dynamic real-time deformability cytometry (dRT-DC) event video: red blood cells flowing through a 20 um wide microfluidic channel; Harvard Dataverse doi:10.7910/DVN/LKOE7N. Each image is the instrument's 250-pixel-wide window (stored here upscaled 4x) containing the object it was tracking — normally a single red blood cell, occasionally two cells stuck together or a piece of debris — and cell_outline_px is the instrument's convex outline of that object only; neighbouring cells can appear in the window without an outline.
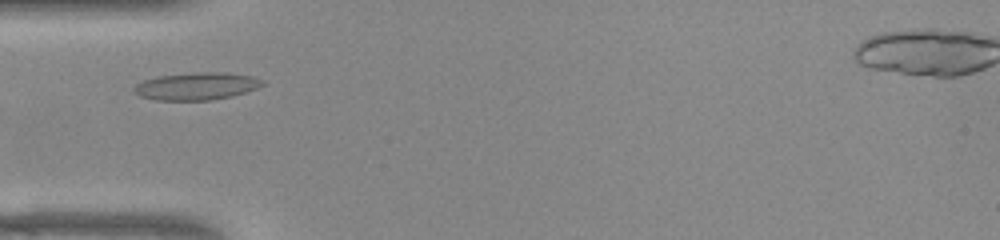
{"species": "common noctule bat (a hibernating species)", "species_latin": "Nyctalus noctula", "temperature_condition": "warm", "stored_images_in_passage": 38, "camera_frame_rate_fps": 3000, "um_per_image_px": 0.085, "animal": {"sex": "female", "body_mass_g": 22.0, "forearm_length_mm": 56.7}, "frame": {"image": 1, "passage_image": 6, "time_ms": 1.667, "image_size_px": [1000, 240], "cell_outline_px": [[264, 84], [256, 88], [232, 96], [212, 100], [156, 100], [140, 96], [132, 88], [136, 84], [144, 80], [156, 76], [196, 72], [228, 72], [252, 76], [264, 80]], "centroid_in_image_um": [16.71, 7.31], "position_along_channel_um": 68.3, "area_um2": 20.58}}
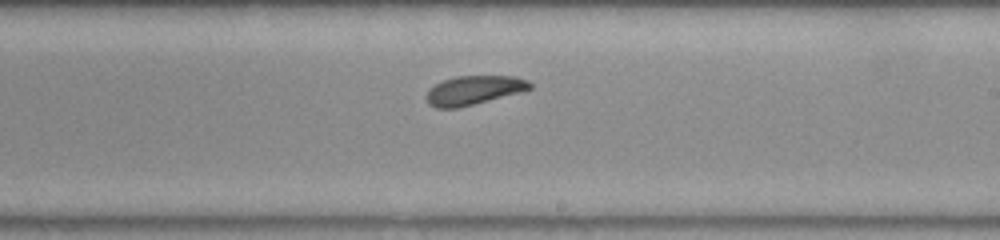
{"frame": {"image": 2, "passage_image": 20, "time_ms": 6.333, "image_size_px": [1000, 240], "cell_outline_px": [[532, 88], [520, 92], [456, 108], [436, 108], [428, 104], [428, 92], [436, 84], [444, 80], [456, 76], [516, 76], [528, 80], [532, 84]], "centroid_in_image_um": [40.31, 7.65], "position_along_channel_um": 248.7, "area_um2": 17.11}}
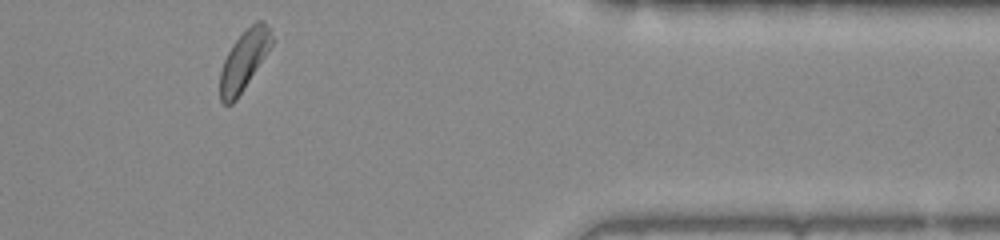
{"frame": {"image": 3, "passage_image": 33, "time_ms": 10.667, "image_size_px": [1000, 240], "cell_outline_px": [[276, 40], [236, 100], [232, 104], [224, 104], [220, 100], [220, 72], [224, 60], [232, 44], [256, 20], [264, 20]], "centroid_in_image_um": [20.77, 5.11], "position_along_channel_um": 390.6, "area_um2": 17.92}, "authors_computed_cell_mechanics": {"area_um2": 18.2648, "velocity_mm_per_s": 3.8681, "shape_relaxation_time_tau1_ms": 2.4745, "shape_relaxation_time_tau2_ms": 10.1094, "deformation_change_tau1": 0.0645, "deformation_change_tau2": 0.1605}}